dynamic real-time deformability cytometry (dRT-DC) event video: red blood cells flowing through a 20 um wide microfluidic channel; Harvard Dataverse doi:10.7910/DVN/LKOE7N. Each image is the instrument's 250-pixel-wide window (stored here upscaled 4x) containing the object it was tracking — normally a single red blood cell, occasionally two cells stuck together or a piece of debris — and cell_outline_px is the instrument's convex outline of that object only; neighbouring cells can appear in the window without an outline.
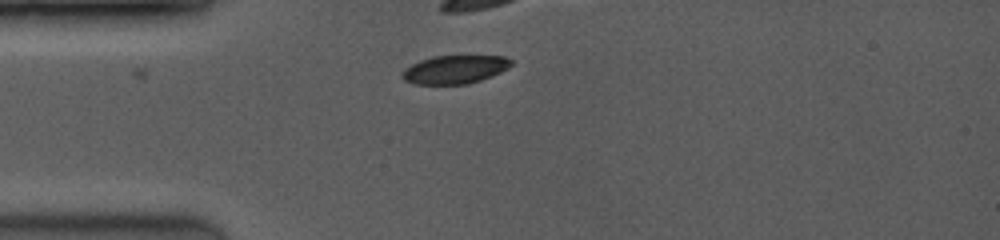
{"species": "common noctule bat (a hibernating species)", "species_latin": "Nyctalus noctula", "temperature_condition": "room temperature", "stored_images_in_passage": 11, "camera_frame_rate_fps": 3500, "um_per_image_px": 0.085, "animal": {"sex": "female", "body_mass_g": 19.0, "forearm_length_mm": 53.3}, "frame": {"image": 1, "passage_image": 1, "time_ms": 0.0, "image_size_px": [1000, 240], "cell_outline_px": [[512, 64], [508, 68], [492, 76], [468, 84], [412, 84], [404, 80], [400, 76], [404, 68], [420, 60], [432, 56], [504, 56], [512, 60]], "centroid_in_image_um": [38.63, 5.91], "position_along_channel_um": 46.4, "area_um2": 18.09}}
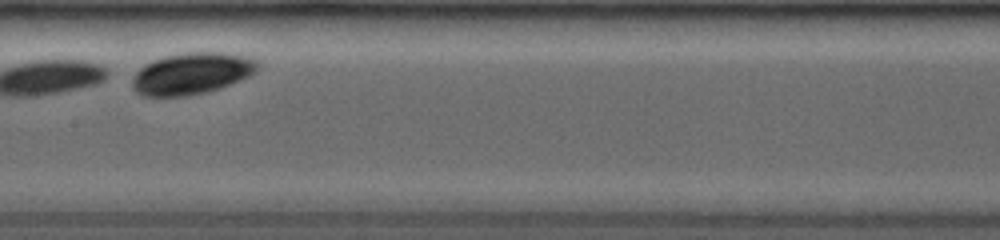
{"frame": {"image": 2, "passage_image": 8, "time_ms": 5.714, "image_size_px": [1000, 240], "cell_outline_px": [[260, 68], [248, 76], [240, 80], [204, 92], [188, 96], [144, 96], [136, 92], [132, 88], [132, 80], [136, 72], [144, 64], [152, 60], [164, 56], [188, 52], [216, 52], [248, 56], [256, 60], [260, 64]], "centroid_in_image_um": [16.28, 6.23], "position_along_channel_um": 191.1, "area_um2": 30.29}}